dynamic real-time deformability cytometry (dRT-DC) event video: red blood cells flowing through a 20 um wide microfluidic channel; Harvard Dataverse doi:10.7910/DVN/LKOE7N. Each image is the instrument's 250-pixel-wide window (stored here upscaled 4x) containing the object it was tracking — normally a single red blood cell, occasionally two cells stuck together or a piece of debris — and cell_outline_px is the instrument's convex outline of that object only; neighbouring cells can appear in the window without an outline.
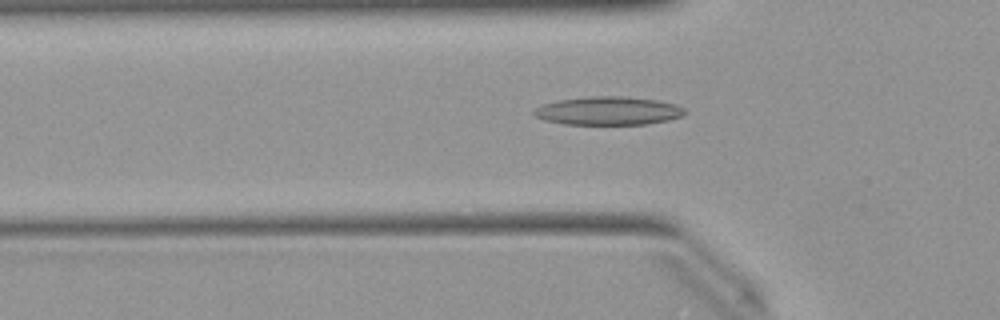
{"species": "Egyptian fruit bat (a non-hibernating species)", "species_latin": "Rousettus aegyptiacus", "temperature_condition": "warm", "stored_images_in_passage": 38, "camera_frame_rate_fps": 3000, "um_per_image_px": 0.085, "animal": {"sex": "female"}, "frame": {"image": 1, "passage_image": 8, "time_ms": 2.333, "image_size_px": [1000, 320], "cell_outline_px": [[688, 112], [680, 116], [668, 120], [648, 124], [564, 124], [544, 120], [536, 116], [532, 112], [536, 108], [544, 104], [560, 100], [588, 96], [624, 96], [656, 100], [676, 104], [684, 108]], "centroid_in_image_um": [51.73, 9.42], "position_along_channel_um": 74.1, "area_um2": 24.85}}
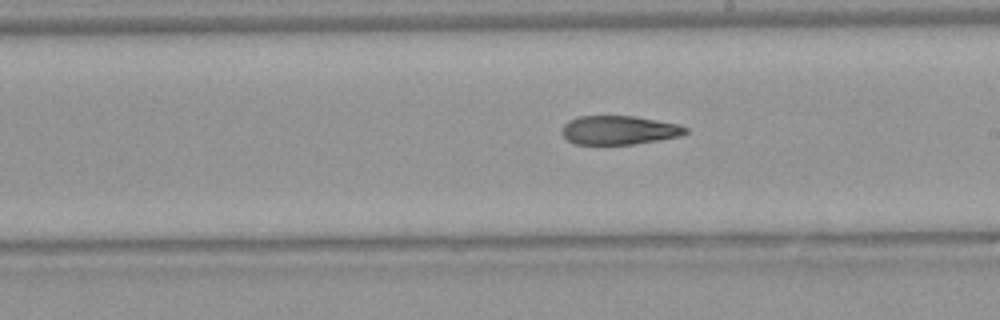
{"frame": {"image": 2, "passage_image": 20, "time_ms": 6.333, "image_size_px": [1000, 320], "cell_outline_px": [[688, 132], [680, 136], [636, 144], [576, 144], [568, 140], [560, 132], [564, 124], [568, 120], [580, 116], [636, 116], [676, 124], [688, 128]], "centroid_in_image_um": [52.6, 11.06], "position_along_channel_um": 236.4, "area_um2": 20.75}}
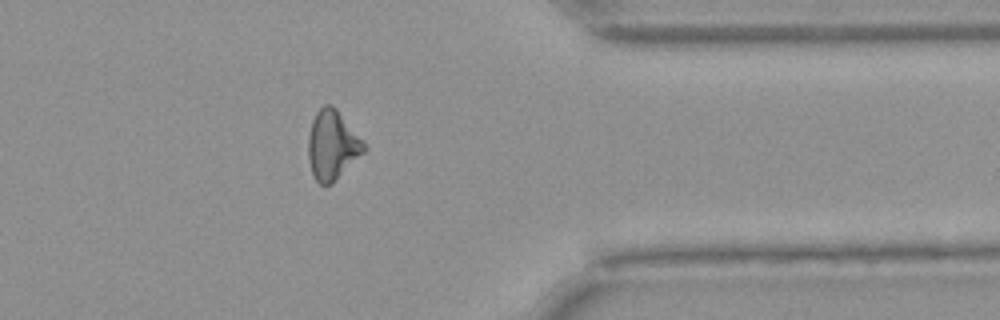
{"frame": {"image": 3, "passage_image": 32, "time_ms": 10.333, "image_size_px": [1000, 320], "cell_outline_px": [[368, 148], [332, 184], [320, 184], [312, 176], [308, 160], [308, 136], [312, 120], [316, 112], [324, 104], [332, 104], [336, 108]], "centroid_in_image_um": [28.22, 12.34], "position_along_channel_um": 383.2, "area_um2": 22.43}}